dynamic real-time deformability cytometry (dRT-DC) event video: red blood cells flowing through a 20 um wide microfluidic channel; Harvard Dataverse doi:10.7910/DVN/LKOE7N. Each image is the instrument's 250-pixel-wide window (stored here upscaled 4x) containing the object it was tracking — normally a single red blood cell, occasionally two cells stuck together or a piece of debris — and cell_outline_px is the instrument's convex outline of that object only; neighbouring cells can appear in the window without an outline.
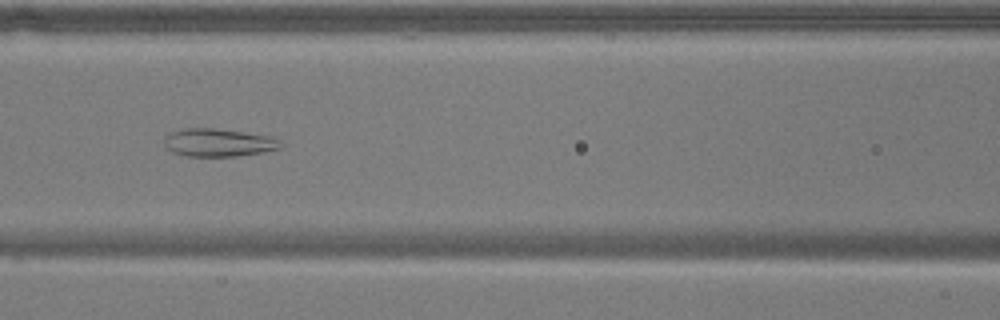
{"species": "common noctule bat (a hibernating species)", "species_latin": "Nyctalus noctula", "temperature_condition": "warm", "stored_images_in_passage": 54, "camera_frame_rate_fps": 3000, "um_per_image_px": 0.085, "animal": {"sex": "male", "body_mass_g": 17.9}, "frame": {"image": 1, "passage_image": 23, "time_ms": 7.333, "image_size_px": [1000, 320], "cell_outline_px": [[284, 148], [264, 152], [236, 156], [188, 156], [172, 152], [164, 144], [164, 136], [172, 132], [184, 128], [212, 128], [272, 136], [280, 140], [284, 144]], "centroid_in_image_um": [18.62, 12.12], "position_along_channel_um": 148.0, "area_um2": 19.07}}
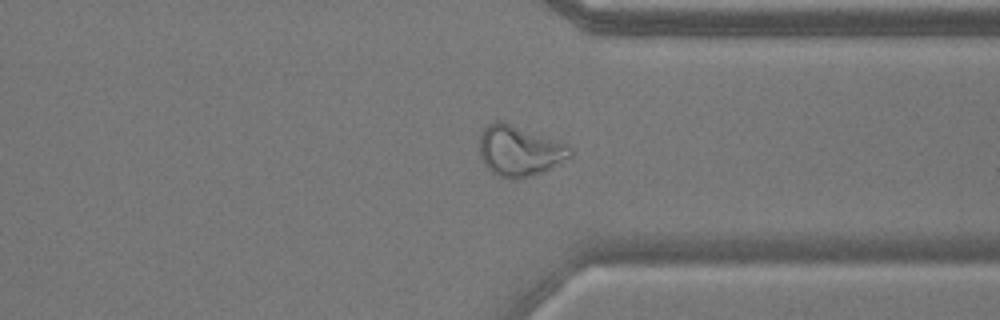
{"frame": {"image": 2, "passage_image": 41, "time_ms": 13.333, "image_size_px": [1000, 320], "cell_outline_px": [[572, 156], [544, 172], [520, 180], [508, 180], [492, 172], [484, 164], [480, 156], [480, 136], [484, 128], [488, 124], [496, 120], [500, 120], [568, 144], [572, 148]], "centroid_in_image_um": [44.16, 12.84], "position_along_channel_um": 367.2, "area_um2": 26.93}}
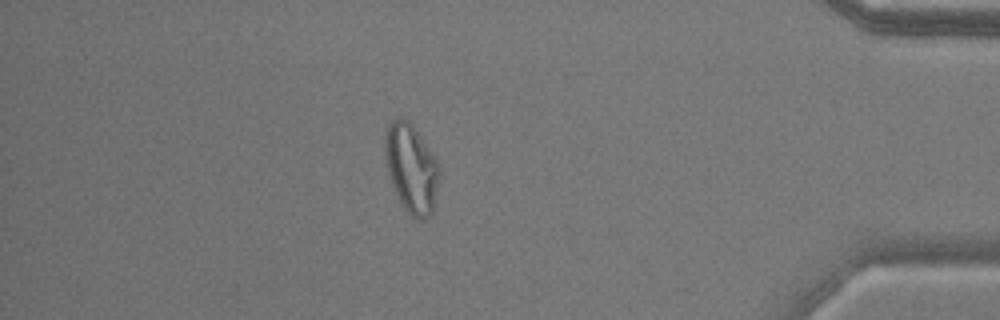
{"frame": {"image": 3, "passage_image": 47, "time_ms": 15.333, "image_size_px": [1000, 320], "cell_outline_px": [[440, 172], [432, 212], [428, 216], [420, 220], [416, 220], [404, 208], [396, 192], [388, 172], [384, 156], [384, 136], [388, 124], [396, 116], [404, 116], [412, 124], [436, 160]], "centroid_in_image_um": [34.93, 14.25], "position_along_channel_um": 400.3, "area_um2": 27.86}, "authors_computed_cell_mechanics": {"area_um2": 26.9348, "velocity_mm_per_s": 3.6845, "shape_relaxation_time_tau1_ms": null, "shape_relaxation_time_tau2_ms": 1.1666, "deformation_change_tau1": null, "deformation_change_tau2": 0.0949}}